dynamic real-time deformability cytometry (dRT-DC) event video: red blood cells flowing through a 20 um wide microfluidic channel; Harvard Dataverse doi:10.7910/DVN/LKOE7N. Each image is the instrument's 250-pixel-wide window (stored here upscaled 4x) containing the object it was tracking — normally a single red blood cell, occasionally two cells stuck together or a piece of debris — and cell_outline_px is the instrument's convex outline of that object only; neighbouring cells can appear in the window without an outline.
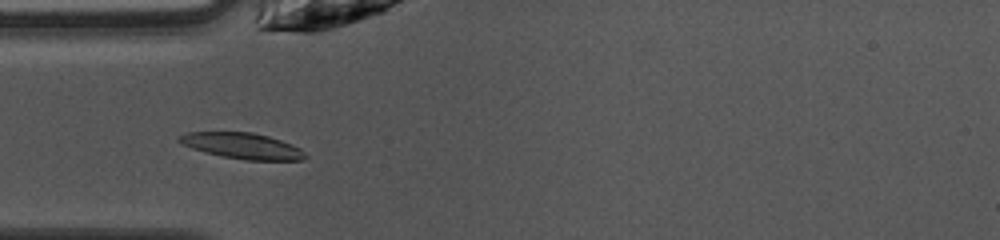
{"species": "common noctule bat (a hibernating species)", "species_latin": "Nyctalus noctula", "temperature_condition": "warm", "stored_images_in_passage": 39, "camera_frame_rate_fps": 3000, "um_per_image_px": 0.085, "animal": {"sex": "female", "body_mass_g": 10.0, "forearm_length_mm": 53.1}, "frame": {"image": 1, "passage_image": 4, "time_ms": 1.0, "image_size_px": [1000, 240], "cell_outline_px": [[304, 156], [300, 160], [248, 160], [224, 156], [208, 152], [184, 144], [180, 140], [180, 136], [192, 132], [248, 132], [280, 140], [300, 148]], "centroid_in_image_um": [20.63, 12.4], "position_along_channel_um": 64.4, "area_um2": 17.98}}
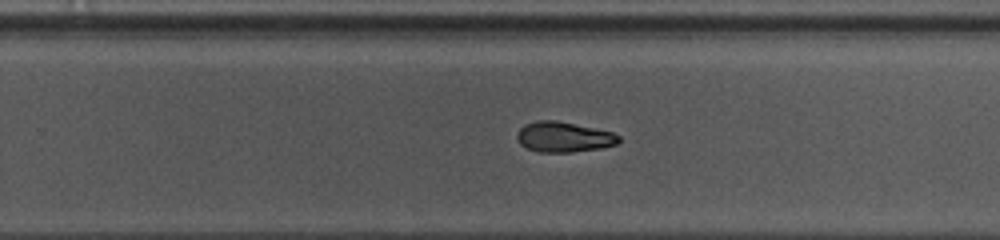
{"frame": {"image": 2, "passage_image": 20, "time_ms": 6.333, "image_size_px": [1000, 240], "cell_outline_px": [[620, 140], [616, 144], [596, 148], [568, 152], [540, 152], [528, 148], [520, 144], [516, 136], [520, 128], [524, 124], [540, 120], [552, 120], [612, 132], [620, 136]], "centroid_in_image_um": [47.87, 11.64], "position_along_channel_um": 281.9, "area_um2": 17.46}}
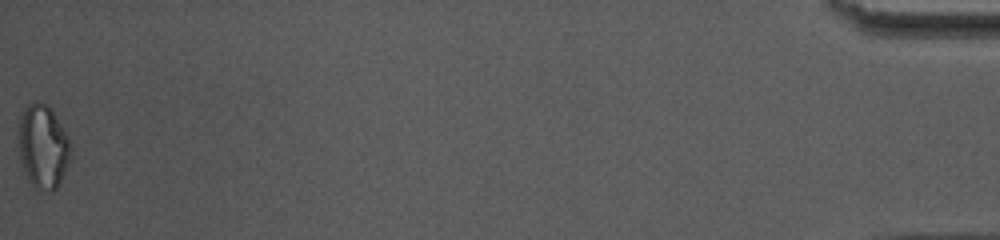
{"frame": {"image": 3, "passage_image": 39, "time_ms": 12.667, "image_size_px": [1000, 240], "cell_outline_px": [[68, 160], [60, 180], [56, 188], [52, 188], [32, 180], [28, 176], [20, 152], [20, 124], [24, 112], [28, 104], [44, 104], [52, 112], [64, 132], [68, 140]], "centroid_in_image_um": [3.66, 12.37], "position_along_channel_um": 431.5, "area_um2": 22.48}, "authors_computed_cell_mechanics": {"area_um2": 17.5134, "velocity_mm_per_s": 4.051, "shape_relaxation_time_tau1_ms": null, "shape_relaxation_time_tau2_ms": 6.9658, "deformation_change_tau1": null, "deformation_change_tau2": 0.1477}}